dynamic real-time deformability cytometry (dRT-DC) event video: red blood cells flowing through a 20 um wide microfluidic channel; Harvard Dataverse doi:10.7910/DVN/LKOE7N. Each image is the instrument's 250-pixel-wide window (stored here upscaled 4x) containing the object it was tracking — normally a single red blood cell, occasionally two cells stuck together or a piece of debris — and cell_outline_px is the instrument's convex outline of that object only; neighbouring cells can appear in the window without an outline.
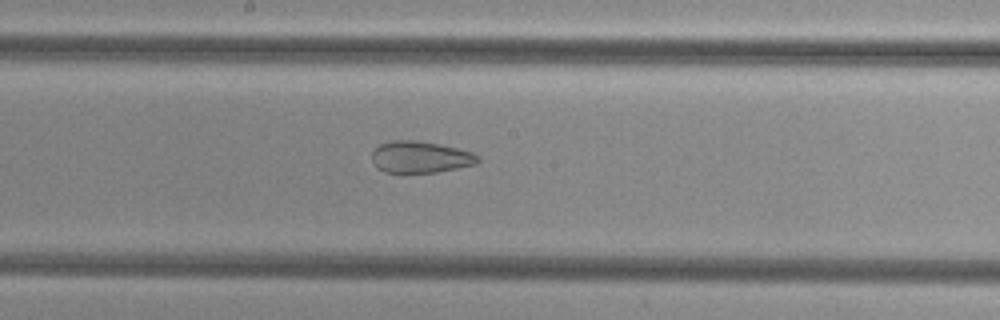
{"species": "common noctule bat (a hibernating species)", "species_latin": "Nyctalus noctula", "temperature_condition": "cold", "stored_images_in_passage": 44, "camera_frame_rate_fps": 3000, "um_per_image_px": 0.085, "animal": {"sex": "female", "body_mass_g": 29.2, "forearm_length_mm": 56.3}, "frame": {"image": 1, "passage_image": 21, "time_ms": 6.667, "image_size_px": [1000, 320], "cell_outline_px": [[480, 160], [476, 164], [436, 172], [384, 172], [376, 168], [372, 160], [372, 152], [380, 144], [392, 140], [416, 140], [456, 148], [472, 152], [480, 156]], "centroid_in_image_um": [35.71, 13.35], "position_along_channel_um": 212.5, "area_um2": 19.42}}
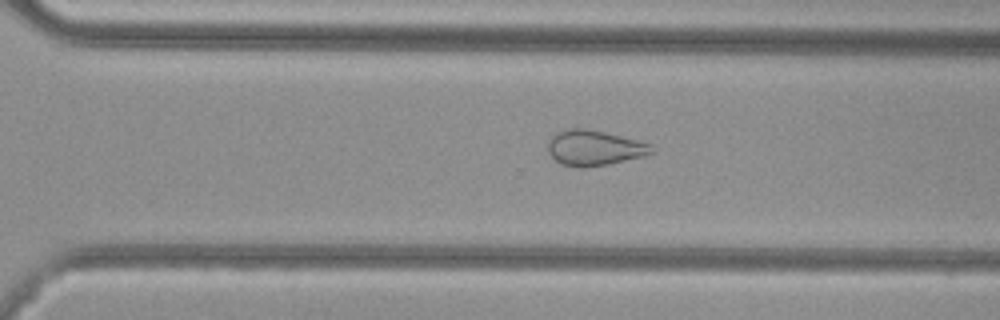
{"frame": {"image": 2, "passage_image": 29, "time_ms": 9.333, "image_size_px": [1000, 320], "cell_outline_px": [[656, 152], [644, 156], [608, 164], [584, 168], [580, 168], [560, 164], [548, 152], [548, 140], [556, 132], [568, 128], [584, 128], [604, 132], [636, 140], [648, 144]], "centroid_in_image_um": [50.47, 12.58], "position_along_channel_um": 320.1, "area_um2": 21.27}}
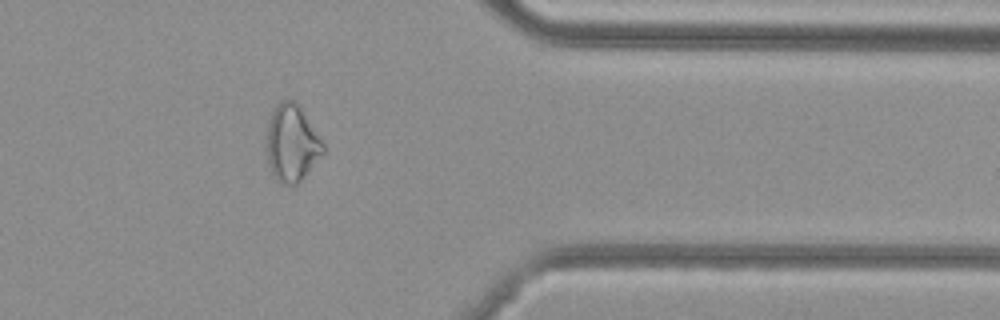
{"frame": {"image": 3, "passage_image": 35, "time_ms": 11.333, "image_size_px": [1000, 320], "cell_outline_px": [[324, 152], [304, 176], [296, 184], [280, 184], [276, 180], [268, 164], [264, 148], [268, 124], [272, 112], [276, 104], [280, 100], [292, 100], [300, 104], [324, 144]], "centroid_in_image_um": [24.77, 12.15], "position_along_channel_um": 386.6, "area_um2": 25.61}}